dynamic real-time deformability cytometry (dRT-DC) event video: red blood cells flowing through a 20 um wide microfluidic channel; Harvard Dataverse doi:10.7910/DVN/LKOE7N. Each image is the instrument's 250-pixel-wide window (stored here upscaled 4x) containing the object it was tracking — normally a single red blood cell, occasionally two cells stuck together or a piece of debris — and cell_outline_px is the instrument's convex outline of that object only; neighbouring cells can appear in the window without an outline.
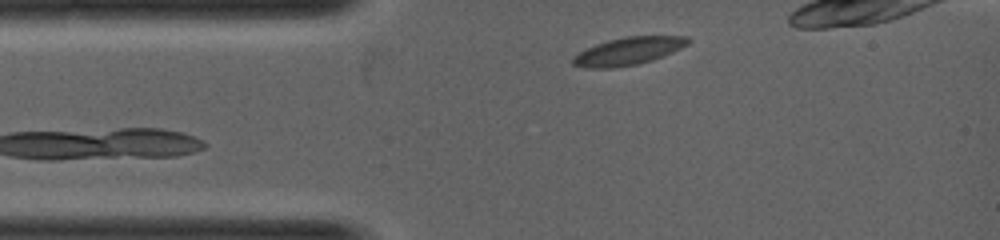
{"species": "common noctule bat (a hibernating species)", "species_latin": "Nyctalus noctula", "temperature_condition": "warm", "stored_images_in_passage": 12, "camera_frame_rate_fps": 5000, "um_per_image_px": 0.085, "animal": {"sex": "female", "body_mass_g": 19.0, "forearm_length_mm": 53.3}, "frame": {"image": 1, "passage_image": 1, "time_ms": 0.0, "image_size_px": [1000, 240], "cell_outline_px": [[692, 40], [688, 44], [672, 52], [652, 60], [636, 64], [612, 68], [584, 68], [572, 64], [572, 56], [596, 44], [608, 40], [624, 36], [688, 36]], "centroid_in_image_um": [53.4, 4.34], "position_along_channel_um": 31.6, "area_um2": 18.5}}
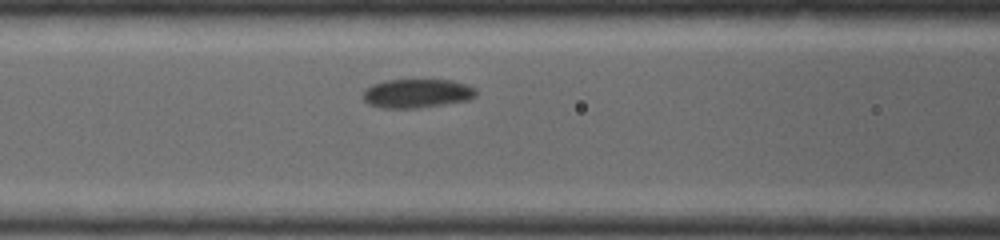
{"frame": {"image": 2, "passage_image": 8, "time_ms": 1.4, "image_size_px": [1000, 240], "cell_outline_px": [[476, 96], [468, 100], [420, 108], [380, 108], [368, 104], [364, 100], [364, 92], [372, 84], [384, 80], [452, 80], [476, 88]], "centroid_in_image_um": [35.44, 7.94], "position_along_channel_um": 131.2, "area_um2": 19.02}}
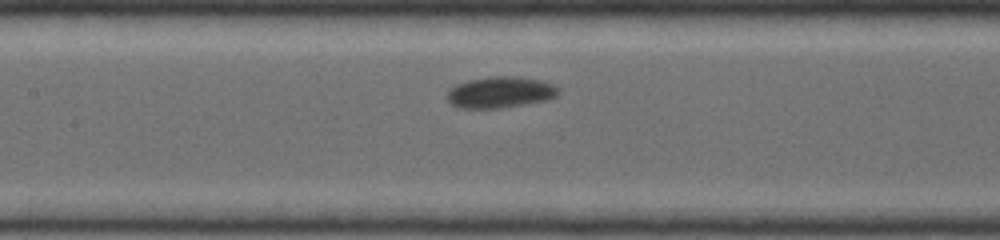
{"frame": {"image": 3, "passage_image": 10, "time_ms": 1.8, "image_size_px": [1000, 240], "cell_outline_px": [[560, 92], [556, 96], [548, 100], [500, 108], [460, 108], [452, 104], [448, 100], [448, 92], [456, 84], [468, 80], [492, 76], [516, 76], [540, 80], [552, 84], [560, 88]], "centroid_in_image_um": [42.56, 7.84], "position_along_channel_um": 164.8, "area_um2": 20.23}}